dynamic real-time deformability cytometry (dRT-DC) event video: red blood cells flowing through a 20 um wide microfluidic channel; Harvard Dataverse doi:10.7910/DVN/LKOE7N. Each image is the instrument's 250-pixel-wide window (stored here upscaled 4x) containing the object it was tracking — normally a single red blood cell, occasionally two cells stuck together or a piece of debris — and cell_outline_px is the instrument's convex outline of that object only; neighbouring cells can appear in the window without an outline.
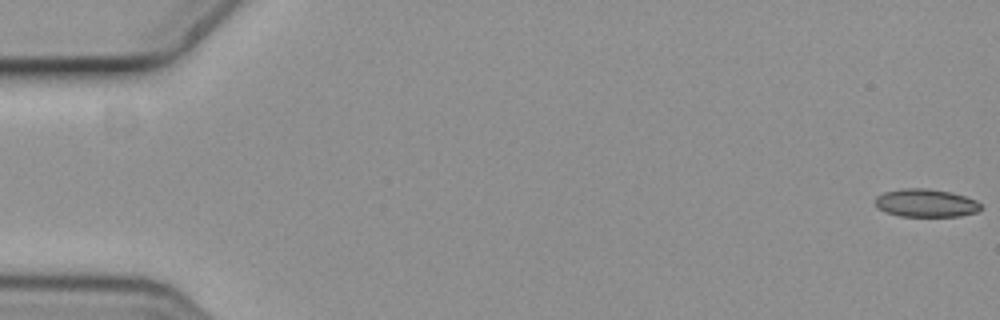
{"species": "common noctule bat (a hibernating species)", "species_latin": "Nyctalus noctula", "temperature_condition": "cold", "stored_images_in_passage": 5, "camera_frame_rate_fps": 3000, "um_per_image_px": 0.085, "animal": {"sex": "female", "body_mass_g": 19.3, "forearm_length_mm": 54.1}, "frame": {"image": 1, "passage_image": 1, "time_ms": 0.0, "image_size_px": [1000, 320], "cell_outline_px": [[984, 208], [976, 212], [960, 216], [900, 216], [884, 212], [876, 208], [876, 196], [884, 192], [904, 188], [928, 188], [948, 192], [964, 196], [976, 200]], "centroid_in_image_um": [78.68, 17.26], "position_along_channel_um": 6.3, "area_um2": 17.28}}
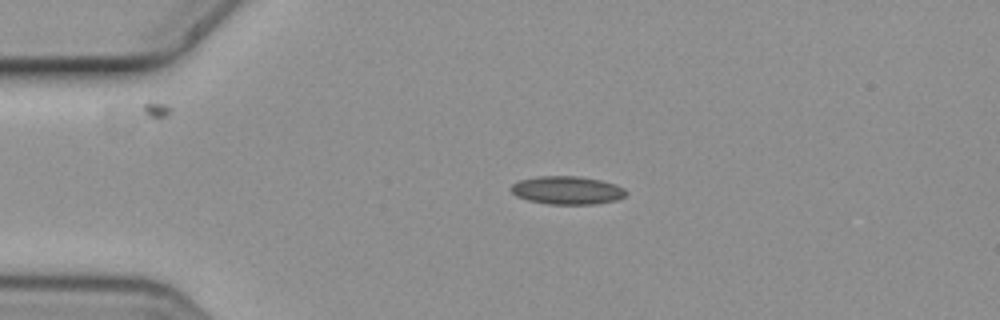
{"frame": {"image": 2, "passage_image": 4, "time_ms": 1.0, "image_size_px": [1000, 320], "cell_outline_px": [[628, 192], [624, 196], [616, 200], [596, 204], [548, 204], [528, 200], [516, 196], [512, 192], [512, 184], [520, 180], [540, 176], [576, 176], [600, 180], [616, 184], [624, 188]], "centroid_in_image_um": [48.23, 16.17], "position_along_channel_um": 36.8, "area_um2": 18.79}}